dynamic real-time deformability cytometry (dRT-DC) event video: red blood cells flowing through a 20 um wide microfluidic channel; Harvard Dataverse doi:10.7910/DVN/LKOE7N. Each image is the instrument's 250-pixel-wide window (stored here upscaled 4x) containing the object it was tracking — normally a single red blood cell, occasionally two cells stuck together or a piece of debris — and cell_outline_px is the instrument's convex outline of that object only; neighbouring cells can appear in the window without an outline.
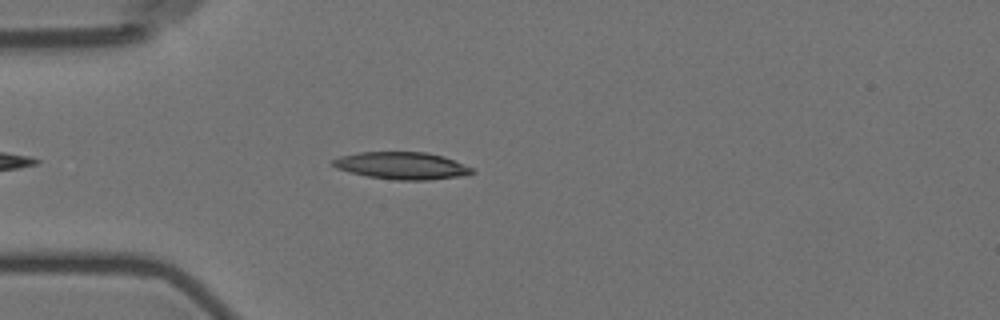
{"species": "Egyptian fruit bat (a non-hibernating species)", "species_latin": "Rousettus aegyptiacus", "temperature_condition": "room temperature", "stored_images_in_passage": 5, "camera_frame_rate_fps": 3000, "um_per_image_px": 0.085, "animal": {"sex": "female"}, "frame": {"image": 1, "passage_image": 5, "time_ms": 4.333, "image_size_px": [1000, 320], "cell_outline_px": [[476, 172], [468, 176], [428, 180], [396, 180], [368, 176], [348, 172], [336, 168], [328, 164], [332, 160], [340, 156], [360, 152], [428, 152], [444, 156], [472, 168]], "centroid_in_image_um": [34.16, 14.09], "position_along_channel_um": 50.8, "area_um2": 22.37}}